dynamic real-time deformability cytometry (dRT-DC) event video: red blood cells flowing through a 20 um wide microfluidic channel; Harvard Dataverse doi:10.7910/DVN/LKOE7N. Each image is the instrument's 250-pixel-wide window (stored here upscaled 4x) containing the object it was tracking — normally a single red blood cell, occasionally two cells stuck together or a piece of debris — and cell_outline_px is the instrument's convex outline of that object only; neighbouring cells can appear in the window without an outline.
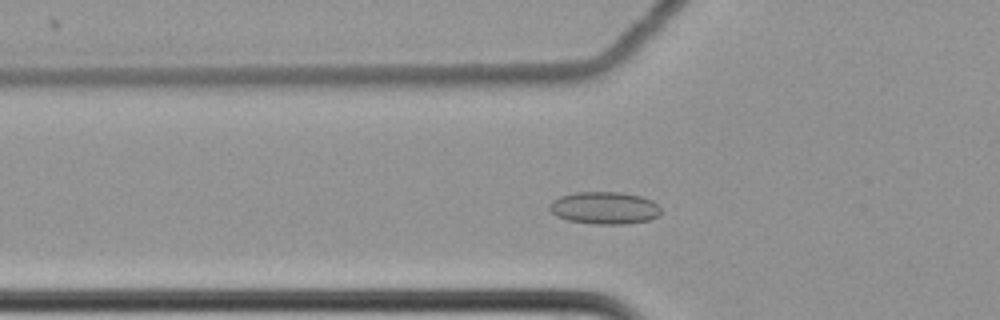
{"species": "common noctule bat (a hibernating species)", "species_latin": "Nyctalus noctula", "temperature_condition": "cold", "stored_images_in_passage": 54, "camera_frame_rate_fps": 3000, "um_per_image_px": 0.085, "animal": {"sex": "female", "body_mass_g": 22.7, "forearm_length_mm": 54.2}, "frame": {"image": 1, "passage_image": 15, "time_ms": 4.667, "image_size_px": [1000, 320], "cell_outline_px": [[660, 216], [648, 220], [624, 224], [592, 224], [568, 220], [556, 216], [548, 208], [548, 204], [552, 200], [560, 196], [576, 192], [620, 192], [640, 196], [652, 200], [660, 208]], "centroid_in_image_um": [51.36, 17.67], "position_along_channel_um": 74.4, "area_um2": 21.1}}
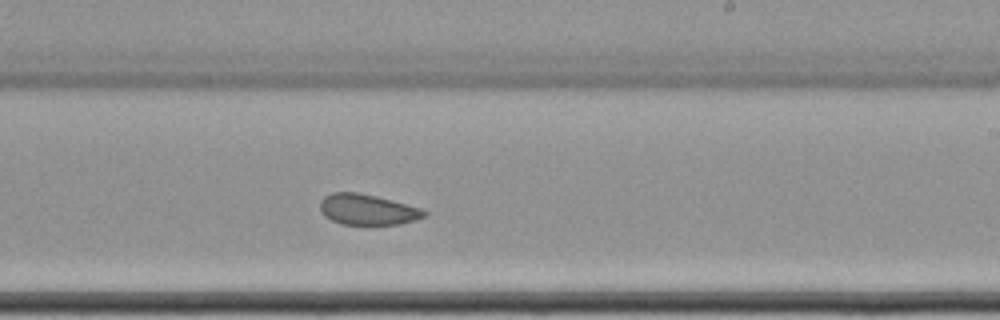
{"frame": {"image": 2, "passage_image": 31, "time_ms": 10.0, "image_size_px": [1000, 320], "cell_outline_px": [[428, 212], [424, 216], [416, 220], [400, 224], [340, 224], [324, 216], [320, 212], [320, 200], [324, 196], [332, 192], [356, 192], [376, 196], [392, 200], [420, 208]], "centroid_in_image_um": [31.2, 17.81], "position_along_channel_um": 257.8, "area_um2": 18.61}}
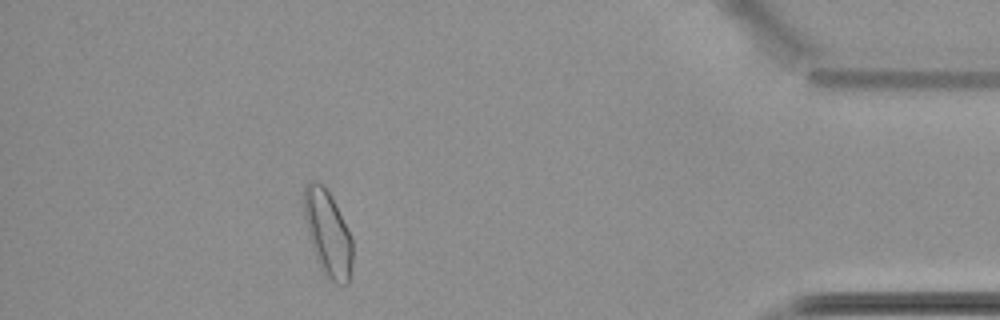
{"frame": {"image": 3, "passage_image": 48, "time_ms": 15.667, "image_size_px": [1000, 320], "cell_outline_px": [[352, 268], [348, 284], [336, 284], [324, 276], [320, 268], [312, 248], [308, 232], [304, 212], [304, 184], [308, 180], [316, 180], [324, 184], [332, 196], [352, 240]], "centroid_in_image_um": [27.85, 19.82], "position_along_channel_um": 407.3, "area_um2": 24.33}, "authors_computed_cell_mechanics": {"area_um2": 20.8369, "velocity_mm_per_s": 3.4637, "shape_relaxation_time_tau1_ms": null, "shape_relaxation_time_tau2_ms": 2.5053, "deformation_change_tau1": null, "deformation_change_tau2": 0.0736}}